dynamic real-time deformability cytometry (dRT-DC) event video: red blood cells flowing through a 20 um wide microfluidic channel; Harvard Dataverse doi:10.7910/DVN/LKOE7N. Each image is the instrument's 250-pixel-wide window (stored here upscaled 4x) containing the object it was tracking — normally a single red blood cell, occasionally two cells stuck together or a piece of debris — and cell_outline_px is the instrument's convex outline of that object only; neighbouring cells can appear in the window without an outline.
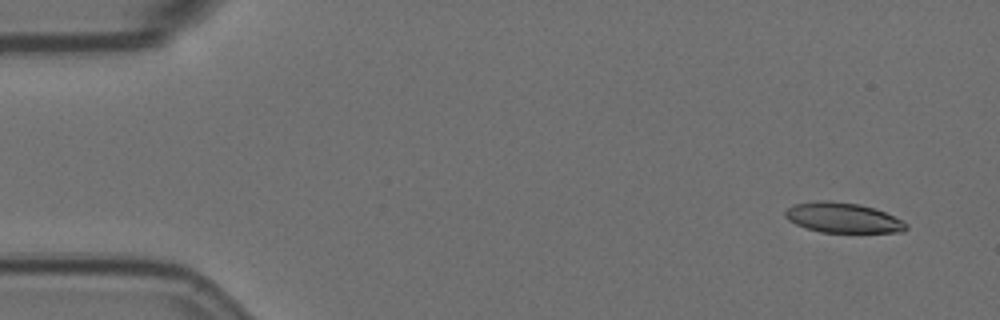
{"species": "Egyptian fruit bat (a non-hibernating species)", "species_latin": "Rousettus aegyptiacus", "temperature_condition": "room temperature", "stored_images_in_passage": 55, "camera_frame_rate_fps": 3000, "um_per_image_px": 0.085, "animal": {"sex": "female"}, "frame": {"image": 1, "passage_image": 1, "time_ms": 0.0, "image_size_px": [1000, 320], "cell_outline_px": [[908, 228], [904, 232], [820, 232], [804, 228], [788, 220], [784, 216], [784, 212], [792, 204], [820, 200], [832, 200], [860, 204], [884, 212], [904, 220], [908, 224]], "centroid_in_image_um": [71.63, 18.5], "position_along_channel_um": 13.4, "area_um2": 21.44}}
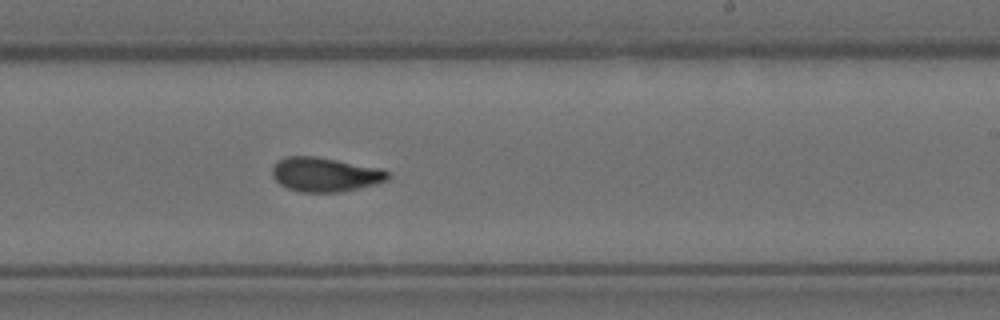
{"frame": {"image": 2, "passage_image": 32, "time_ms": 10.333, "image_size_px": [1000, 320], "cell_outline_px": [[392, 176], [388, 180], [376, 184], [340, 192], [300, 192], [288, 188], [280, 184], [272, 176], [272, 168], [276, 160], [284, 156], [316, 156], [384, 168]], "centroid_in_image_um": [27.65, 14.82], "position_along_channel_um": 261.3, "area_um2": 23.47}}
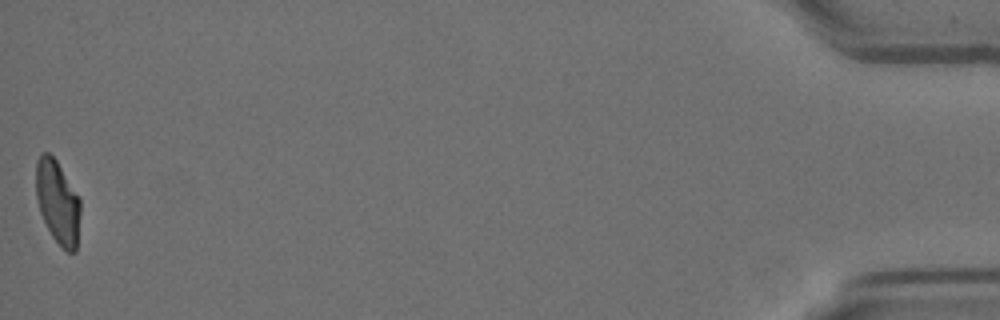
{"frame": {"image": 3, "passage_image": 55, "time_ms": 18.0, "image_size_px": [1000, 320], "cell_outline_px": [[80, 212], [76, 252], [68, 252], [52, 236], [40, 212], [36, 196], [36, 160], [44, 152], [48, 152], [56, 160], [80, 200]], "centroid_in_image_um": [4.89, 17.18], "position_along_channel_um": 430.3, "area_um2": 21.15}, "authors_computed_cell_mechanics": {"area_um2": 22.3686, "velocity_mm_per_s": 3.5014, "shape_relaxation_time_tau1_ms": null, "shape_relaxation_time_tau2_ms": 2.4484, "deformation_change_tau1": null, "deformation_change_tau2": 0.0867}}